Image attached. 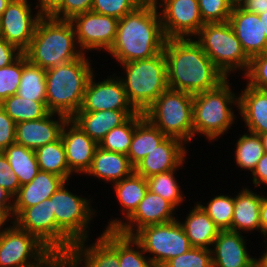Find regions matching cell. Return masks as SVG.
<instances>
[{
    "label": "cell",
    "instance_id": "cell-1",
    "mask_svg": "<svg viewBox=\"0 0 267 267\" xmlns=\"http://www.w3.org/2000/svg\"><path fill=\"white\" fill-rule=\"evenodd\" d=\"M168 87L197 94L217 88L227 78L191 38L166 39L163 48Z\"/></svg>",
    "mask_w": 267,
    "mask_h": 267
},
{
    "label": "cell",
    "instance_id": "cell-2",
    "mask_svg": "<svg viewBox=\"0 0 267 267\" xmlns=\"http://www.w3.org/2000/svg\"><path fill=\"white\" fill-rule=\"evenodd\" d=\"M158 9L140 5L118 20L115 41L108 51L121 64L158 55L166 37Z\"/></svg>",
    "mask_w": 267,
    "mask_h": 267
},
{
    "label": "cell",
    "instance_id": "cell-3",
    "mask_svg": "<svg viewBox=\"0 0 267 267\" xmlns=\"http://www.w3.org/2000/svg\"><path fill=\"white\" fill-rule=\"evenodd\" d=\"M75 37L70 20L41 16L30 45L23 53L30 63L47 70L83 56L82 50H75Z\"/></svg>",
    "mask_w": 267,
    "mask_h": 267
},
{
    "label": "cell",
    "instance_id": "cell-4",
    "mask_svg": "<svg viewBox=\"0 0 267 267\" xmlns=\"http://www.w3.org/2000/svg\"><path fill=\"white\" fill-rule=\"evenodd\" d=\"M84 55L46 70V107L71 119L81 108L84 93L93 75Z\"/></svg>",
    "mask_w": 267,
    "mask_h": 267
},
{
    "label": "cell",
    "instance_id": "cell-5",
    "mask_svg": "<svg viewBox=\"0 0 267 267\" xmlns=\"http://www.w3.org/2000/svg\"><path fill=\"white\" fill-rule=\"evenodd\" d=\"M126 78H121L128 100L138 112H144L168 87L164 52L158 55L122 63Z\"/></svg>",
    "mask_w": 267,
    "mask_h": 267
},
{
    "label": "cell",
    "instance_id": "cell-6",
    "mask_svg": "<svg viewBox=\"0 0 267 267\" xmlns=\"http://www.w3.org/2000/svg\"><path fill=\"white\" fill-rule=\"evenodd\" d=\"M193 94L168 88L144 112L166 137L188 142L194 136Z\"/></svg>",
    "mask_w": 267,
    "mask_h": 267
},
{
    "label": "cell",
    "instance_id": "cell-7",
    "mask_svg": "<svg viewBox=\"0 0 267 267\" xmlns=\"http://www.w3.org/2000/svg\"><path fill=\"white\" fill-rule=\"evenodd\" d=\"M226 79L217 88L193 95V129L215 140L229 129L234 114L230 104L239 105V99L232 94ZM235 99V100H234Z\"/></svg>",
    "mask_w": 267,
    "mask_h": 267
},
{
    "label": "cell",
    "instance_id": "cell-8",
    "mask_svg": "<svg viewBox=\"0 0 267 267\" xmlns=\"http://www.w3.org/2000/svg\"><path fill=\"white\" fill-rule=\"evenodd\" d=\"M197 36L200 37L196 42L226 78L235 68L248 70L250 58L229 22L205 23Z\"/></svg>",
    "mask_w": 267,
    "mask_h": 267
},
{
    "label": "cell",
    "instance_id": "cell-9",
    "mask_svg": "<svg viewBox=\"0 0 267 267\" xmlns=\"http://www.w3.org/2000/svg\"><path fill=\"white\" fill-rule=\"evenodd\" d=\"M144 252L155 254L148 258L153 267H162L168 260L191 249L186 233L176 220L144 226L132 236Z\"/></svg>",
    "mask_w": 267,
    "mask_h": 267
},
{
    "label": "cell",
    "instance_id": "cell-10",
    "mask_svg": "<svg viewBox=\"0 0 267 267\" xmlns=\"http://www.w3.org/2000/svg\"><path fill=\"white\" fill-rule=\"evenodd\" d=\"M20 229L35 235L51 251L67 254L75 244L57 225L52 201L45 199L25 208L13 220Z\"/></svg>",
    "mask_w": 267,
    "mask_h": 267
},
{
    "label": "cell",
    "instance_id": "cell-11",
    "mask_svg": "<svg viewBox=\"0 0 267 267\" xmlns=\"http://www.w3.org/2000/svg\"><path fill=\"white\" fill-rule=\"evenodd\" d=\"M50 252L35 235L20 229L15 223L0 234V267H33ZM31 258L36 263L29 262Z\"/></svg>",
    "mask_w": 267,
    "mask_h": 267
},
{
    "label": "cell",
    "instance_id": "cell-12",
    "mask_svg": "<svg viewBox=\"0 0 267 267\" xmlns=\"http://www.w3.org/2000/svg\"><path fill=\"white\" fill-rule=\"evenodd\" d=\"M63 183L50 197L56 225L74 242L86 241V227L91 219L89 200L73 195Z\"/></svg>",
    "mask_w": 267,
    "mask_h": 267
},
{
    "label": "cell",
    "instance_id": "cell-13",
    "mask_svg": "<svg viewBox=\"0 0 267 267\" xmlns=\"http://www.w3.org/2000/svg\"><path fill=\"white\" fill-rule=\"evenodd\" d=\"M161 23L166 39H186V36L197 35L204 26L200 15L198 0H166Z\"/></svg>",
    "mask_w": 267,
    "mask_h": 267
},
{
    "label": "cell",
    "instance_id": "cell-14",
    "mask_svg": "<svg viewBox=\"0 0 267 267\" xmlns=\"http://www.w3.org/2000/svg\"><path fill=\"white\" fill-rule=\"evenodd\" d=\"M118 20L90 10L74 16L70 21L80 49L104 48L109 51L116 38Z\"/></svg>",
    "mask_w": 267,
    "mask_h": 267
},
{
    "label": "cell",
    "instance_id": "cell-15",
    "mask_svg": "<svg viewBox=\"0 0 267 267\" xmlns=\"http://www.w3.org/2000/svg\"><path fill=\"white\" fill-rule=\"evenodd\" d=\"M39 13L32 19L27 0H12L0 17V36L24 52L30 45Z\"/></svg>",
    "mask_w": 267,
    "mask_h": 267
},
{
    "label": "cell",
    "instance_id": "cell-16",
    "mask_svg": "<svg viewBox=\"0 0 267 267\" xmlns=\"http://www.w3.org/2000/svg\"><path fill=\"white\" fill-rule=\"evenodd\" d=\"M174 209L170 202L148 190L134 213L128 218L130 221L128 224L116 219L110 222L106 230H116L120 234L133 236L135 232L133 224H136L138 231L144 226L174 221L175 218L171 215Z\"/></svg>",
    "mask_w": 267,
    "mask_h": 267
},
{
    "label": "cell",
    "instance_id": "cell-17",
    "mask_svg": "<svg viewBox=\"0 0 267 267\" xmlns=\"http://www.w3.org/2000/svg\"><path fill=\"white\" fill-rule=\"evenodd\" d=\"M84 242H76L66 254V267L80 266L82 256L85 267H119L116 230H105L97 242L87 249Z\"/></svg>",
    "mask_w": 267,
    "mask_h": 267
},
{
    "label": "cell",
    "instance_id": "cell-18",
    "mask_svg": "<svg viewBox=\"0 0 267 267\" xmlns=\"http://www.w3.org/2000/svg\"><path fill=\"white\" fill-rule=\"evenodd\" d=\"M104 110H136L128 100L121 79H106L99 83L90 77L78 112H96Z\"/></svg>",
    "mask_w": 267,
    "mask_h": 267
},
{
    "label": "cell",
    "instance_id": "cell-19",
    "mask_svg": "<svg viewBox=\"0 0 267 267\" xmlns=\"http://www.w3.org/2000/svg\"><path fill=\"white\" fill-rule=\"evenodd\" d=\"M228 22L249 58L267 52V37L258 14L248 12L241 6L233 7Z\"/></svg>",
    "mask_w": 267,
    "mask_h": 267
},
{
    "label": "cell",
    "instance_id": "cell-20",
    "mask_svg": "<svg viewBox=\"0 0 267 267\" xmlns=\"http://www.w3.org/2000/svg\"><path fill=\"white\" fill-rule=\"evenodd\" d=\"M181 140L166 137L136 166L135 172L144 178L176 170L184 162L185 148Z\"/></svg>",
    "mask_w": 267,
    "mask_h": 267
},
{
    "label": "cell",
    "instance_id": "cell-21",
    "mask_svg": "<svg viewBox=\"0 0 267 267\" xmlns=\"http://www.w3.org/2000/svg\"><path fill=\"white\" fill-rule=\"evenodd\" d=\"M69 125L71 127L66 132L65 127ZM60 137L65 147L66 162L70 171L86 174L91 167L98 144L71 119L64 123Z\"/></svg>",
    "mask_w": 267,
    "mask_h": 267
},
{
    "label": "cell",
    "instance_id": "cell-22",
    "mask_svg": "<svg viewBox=\"0 0 267 267\" xmlns=\"http://www.w3.org/2000/svg\"><path fill=\"white\" fill-rule=\"evenodd\" d=\"M57 113H48L45 117L16 123L15 143L26 148L36 150L37 148L58 140L64 123L68 118L58 114L59 122L50 118Z\"/></svg>",
    "mask_w": 267,
    "mask_h": 267
},
{
    "label": "cell",
    "instance_id": "cell-23",
    "mask_svg": "<svg viewBox=\"0 0 267 267\" xmlns=\"http://www.w3.org/2000/svg\"><path fill=\"white\" fill-rule=\"evenodd\" d=\"M213 244V267H257V259L248 255L240 232L220 230Z\"/></svg>",
    "mask_w": 267,
    "mask_h": 267
},
{
    "label": "cell",
    "instance_id": "cell-24",
    "mask_svg": "<svg viewBox=\"0 0 267 267\" xmlns=\"http://www.w3.org/2000/svg\"><path fill=\"white\" fill-rule=\"evenodd\" d=\"M66 181L53 173L40 171L30 183L20 187L13 200L12 216H18L25 208L49 199Z\"/></svg>",
    "mask_w": 267,
    "mask_h": 267
},
{
    "label": "cell",
    "instance_id": "cell-25",
    "mask_svg": "<svg viewBox=\"0 0 267 267\" xmlns=\"http://www.w3.org/2000/svg\"><path fill=\"white\" fill-rule=\"evenodd\" d=\"M137 110H104L77 112L71 120L76 123L97 144L113 128L125 123Z\"/></svg>",
    "mask_w": 267,
    "mask_h": 267
},
{
    "label": "cell",
    "instance_id": "cell-26",
    "mask_svg": "<svg viewBox=\"0 0 267 267\" xmlns=\"http://www.w3.org/2000/svg\"><path fill=\"white\" fill-rule=\"evenodd\" d=\"M134 171L135 167L130 163L127 155L98 146L94 152L91 167L86 173L116 183L130 176Z\"/></svg>",
    "mask_w": 267,
    "mask_h": 267
},
{
    "label": "cell",
    "instance_id": "cell-27",
    "mask_svg": "<svg viewBox=\"0 0 267 267\" xmlns=\"http://www.w3.org/2000/svg\"><path fill=\"white\" fill-rule=\"evenodd\" d=\"M240 113L249 132L263 134L267 132V90L257 89L247 84L238 97Z\"/></svg>",
    "mask_w": 267,
    "mask_h": 267
},
{
    "label": "cell",
    "instance_id": "cell-28",
    "mask_svg": "<svg viewBox=\"0 0 267 267\" xmlns=\"http://www.w3.org/2000/svg\"><path fill=\"white\" fill-rule=\"evenodd\" d=\"M262 197L246 188L234 198V213L231 231L260 229V207Z\"/></svg>",
    "mask_w": 267,
    "mask_h": 267
},
{
    "label": "cell",
    "instance_id": "cell-29",
    "mask_svg": "<svg viewBox=\"0 0 267 267\" xmlns=\"http://www.w3.org/2000/svg\"><path fill=\"white\" fill-rule=\"evenodd\" d=\"M192 247L209 248L214 243L220 229L208 214L197 204L181 223Z\"/></svg>",
    "mask_w": 267,
    "mask_h": 267
},
{
    "label": "cell",
    "instance_id": "cell-30",
    "mask_svg": "<svg viewBox=\"0 0 267 267\" xmlns=\"http://www.w3.org/2000/svg\"><path fill=\"white\" fill-rule=\"evenodd\" d=\"M165 138L166 136L144 117L134 129L127 153L130 163L135 167Z\"/></svg>",
    "mask_w": 267,
    "mask_h": 267
},
{
    "label": "cell",
    "instance_id": "cell-31",
    "mask_svg": "<svg viewBox=\"0 0 267 267\" xmlns=\"http://www.w3.org/2000/svg\"><path fill=\"white\" fill-rule=\"evenodd\" d=\"M11 170L17 175L20 185L30 183L39 172L35 152L23 145L14 143L4 151Z\"/></svg>",
    "mask_w": 267,
    "mask_h": 267
},
{
    "label": "cell",
    "instance_id": "cell-32",
    "mask_svg": "<svg viewBox=\"0 0 267 267\" xmlns=\"http://www.w3.org/2000/svg\"><path fill=\"white\" fill-rule=\"evenodd\" d=\"M40 171L53 173L69 180L70 171L65 155V147L61 137L53 143L46 144L34 150Z\"/></svg>",
    "mask_w": 267,
    "mask_h": 267
},
{
    "label": "cell",
    "instance_id": "cell-33",
    "mask_svg": "<svg viewBox=\"0 0 267 267\" xmlns=\"http://www.w3.org/2000/svg\"><path fill=\"white\" fill-rule=\"evenodd\" d=\"M17 94L33 101H46V70L30 63L22 53V76Z\"/></svg>",
    "mask_w": 267,
    "mask_h": 267
},
{
    "label": "cell",
    "instance_id": "cell-34",
    "mask_svg": "<svg viewBox=\"0 0 267 267\" xmlns=\"http://www.w3.org/2000/svg\"><path fill=\"white\" fill-rule=\"evenodd\" d=\"M117 198L126 210L127 219L134 213L148 191L147 179L135 171L128 177L114 183Z\"/></svg>",
    "mask_w": 267,
    "mask_h": 267
},
{
    "label": "cell",
    "instance_id": "cell-35",
    "mask_svg": "<svg viewBox=\"0 0 267 267\" xmlns=\"http://www.w3.org/2000/svg\"><path fill=\"white\" fill-rule=\"evenodd\" d=\"M0 106L15 123L38 120L49 113L46 101H33V99L20 97L18 94L4 99Z\"/></svg>",
    "mask_w": 267,
    "mask_h": 267
},
{
    "label": "cell",
    "instance_id": "cell-36",
    "mask_svg": "<svg viewBox=\"0 0 267 267\" xmlns=\"http://www.w3.org/2000/svg\"><path fill=\"white\" fill-rule=\"evenodd\" d=\"M143 118L144 114L142 112H138L137 114L131 116L122 125L111 129L100 141L98 146L108 151L127 155L135 126Z\"/></svg>",
    "mask_w": 267,
    "mask_h": 267
},
{
    "label": "cell",
    "instance_id": "cell-37",
    "mask_svg": "<svg viewBox=\"0 0 267 267\" xmlns=\"http://www.w3.org/2000/svg\"><path fill=\"white\" fill-rule=\"evenodd\" d=\"M264 154V147L259 134L250 132V135H243L237 142L236 162L241 168L253 172L258 161Z\"/></svg>",
    "mask_w": 267,
    "mask_h": 267
},
{
    "label": "cell",
    "instance_id": "cell-38",
    "mask_svg": "<svg viewBox=\"0 0 267 267\" xmlns=\"http://www.w3.org/2000/svg\"><path fill=\"white\" fill-rule=\"evenodd\" d=\"M174 171L175 170H171L156 174L146 179L148 183V190H150L152 193L160 195L176 208V206L181 204V201L184 197H182L179 190L180 187L174 178Z\"/></svg>",
    "mask_w": 267,
    "mask_h": 267
},
{
    "label": "cell",
    "instance_id": "cell-39",
    "mask_svg": "<svg viewBox=\"0 0 267 267\" xmlns=\"http://www.w3.org/2000/svg\"><path fill=\"white\" fill-rule=\"evenodd\" d=\"M134 244L141 251L134 250L131 247ZM142 253L144 254L142 246L132 236H126L117 232L119 267H153L151 262L147 261Z\"/></svg>",
    "mask_w": 267,
    "mask_h": 267
},
{
    "label": "cell",
    "instance_id": "cell-40",
    "mask_svg": "<svg viewBox=\"0 0 267 267\" xmlns=\"http://www.w3.org/2000/svg\"><path fill=\"white\" fill-rule=\"evenodd\" d=\"M220 230H231L234 213V198L225 195L214 197L205 207L198 204Z\"/></svg>",
    "mask_w": 267,
    "mask_h": 267
},
{
    "label": "cell",
    "instance_id": "cell-41",
    "mask_svg": "<svg viewBox=\"0 0 267 267\" xmlns=\"http://www.w3.org/2000/svg\"><path fill=\"white\" fill-rule=\"evenodd\" d=\"M22 76V54L10 65L0 68V103L17 94Z\"/></svg>",
    "mask_w": 267,
    "mask_h": 267
},
{
    "label": "cell",
    "instance_id": "cell-42",
    "mask_svg": "<svg viewBox=\"0 0 267 267\" xmlns=\"http://www.w3.org/2000/svg\"><path fill=\"white\" fill-rule=\"evenodd\" d=\"M162 267H213L212 252L209 248L191 247L188 252L168 260Z\"/></svg>",
    "mask_w": 267,
    "mask_h": 267
},
{
    "label": "cell",
    "instance_id": "cell-43",
    "mask_svg": "<svg viewBox=\"0 0 267 267\" xmlns=\"http://www.w3.org/2000/svg\"><path fill=\"white\" fill-rule=\"evenodd\" d=\"M200 15L204 23L229 21L233 6L228 0H198Z\"/></svg>",
    "mask_w": 267,
    "mask_h": 267
},
{
    "label": "cell",
    "instance_id": "cell-44",
    "mask_svg": "<svg viewBox=\"0 0 267 267\" xmlns=\"http://www.w3.org/2000/svg\"><path fill=\"white\" fill-rule=\"evenodd\" d=\"M140 5V0H93L91 10L101 15L121 19Z\"/></svg>",
    "mask_w": 267,
    "mask_h": 267
},
{
    "label": "cell",
    "instance_id": "cell-45",
    "mask_svg": "<svg viewBox=\"0 0 267 267\" xmlns=\"http://www.w3.org/2000/svg\"><path fill=\"white\" fill-rule=\"evenodd\" d=\"M245 77L249 79L248 85L262 90H267V52L250 58Z\"/></svg>",
    "mask_w": 267,
    "mask_h": 267
},
{
    "label": "cell",
    "instance_id": "cell-46",
    "mask_svg": "<svg viewBox=\"0 0 267 267\" xmlns=\"http://www.w3.org/2000/svg\"><path fill=\"white\" fill-rule=\"evenodd\" d=\"M0 187L13 198L21 187L17 175L11 170V165L3 152H0Z\"/></svg>",
    "mask_w": 267,
    "mask_h": 267
},
{
    "label": "cell",
    "instance_id": "cell-47",
    "mask_svg": "<svg viewBox=\"0 0 267 267\" xmlns=\"http://www.w3.org/2000/svg\"><path fill=\"white\" fill-rule=\"evenodd\" d=\"M93 0H64V4L51 16L60 20H71L74 16L92 9ZM62 13L63 18H60Z\"/></svg>",
    "mask_w": 267,
    "mask_h": 267
},
{
    "label": "cell",
    "instance_id": "cell-48",
    "mask_svg": "<svg viewBox=\"0 0 267 267\" xmlns=\"http://www.w3.org/2000/svg\"><path fill=\"white\" fill-rule=\"evenodd\" d=\"M16 123L0 106V152L15 143Z\"/></svg>",
    "mask_w": 267,
    "mask_h": 267
},
{
    "label": "cell",
    "instance_id": "cell-49",
    "mask_svg": "<svg viewBox=\"0 0 267 267\" xmlns=\"http://www.w3.org/2000/svg\"><path fill=\"white\" fill-rule=\"evenodd\" d=\"M22 53L15 45L0 36V68L13 63Z\"/></svg>",
    "mask_w": 267,
    "mask_h": 267
},
{
    "label": "cell",
    "instance_id": "cell-50",
    "mask_svg": "<svg viewBox=\"0 0 267 267\" xmlns=\"http://www.w3.org/2000/svg\"><path fill=\"white\" fill-rule=\"evenodd\" d=\"M66 267V255L51 251L41 262L33 267Z\"/></svg>",
    "mask_w": 267,
    "mask_h": 267
},
{
    "label": "cell",
    "instance_id": "cell-51",
    "mask_svg": "<svg viewBox=\"0 0 267 267\" xmlns=\"http://www.w3.org/2000/svg\"><path fill=\"white\" fill-rule=\"evenodd\" d=\"M253 182L258 187L261 183L267 184V153L264 152L258 161L255 170L252 172Z\"/></svg>",
    "mask_w": 267,
    "mask_h": 267
},
{
    "label": "cell",
    "instance_id": "cell-52",
    "mask_svg": "<svg viewBox=\"0 0 267 267\" xmlns=\"http://www.w3.org/2000/svg\"><path fill=\"white\" fill-rule=\"evenodd\" d=\"M40 16H52L63 4L64 0H39Z\"/></svg>",
    "mask_w": 267,
    "mask_h": 267
},
{
    "label": "cell",
    "instance_id": "cell-53",
    "mask_svg": "<svg viewBox=\"0 0 267 267\" xmlns=\"http://www.w3.org/2000/svg\"><path fill=\"white\" fill-rule=\"evenodd\" d=\"M241 7L248 12L259 15L267 11V0H246Z\"/></svg>",
    "mask_w": 267,
    "mask_h": 267
},
{
    "label": "cell",
    "instance_id": "cell-54",
    "mask_svg": "<svg viewBox=\"0 0 267 267\" xmlns=\"http://www.w3.org/2000/svg\"><path fill=\"white\" fill-rule=\"evenodd\" d=\"M12 198L7 191L0 187V209H3L9 216L12 215L13 204H7V202H11Z\"/></svg>",
    "mask_w": 267,
    "mask_h": 267
},
{
    "label": "cell",
    "instance_id": "cell-55",
    "mask_svg": "<svg viewBox=\"0 0 267 267\" xmlns=\"http://www.w3.org/2000/svg\"><path fill=\"white\" fill-rule=\"evenodd\" d=\"M260 226L262 234L267 236V197H262V203L260 207Z\"/></svg>",
    "mask_w": 267,
    "mask_h": 267
},
{
    "label": "cell",
    "instance_id": "cell-56",
    "mask_svg": "<svg viewBox=\"0 0 267 267\" xmlns=\"http://www.w3.org/2000/svg\"><path fill=\"white\" fill-rule=\"evenodd\" d=\"M259 19L262 22L263 31L267 37V11L265 13L259 14Z\"/></svg>",
    "mask_w": 267,
    "mask_h": 267
},
{
    "label": "cell",
    "instance_id": "cell-57",
    "mask_svg": "<svg viewBox=\"0 0 267 267\" xmlns=\"http://www.w3.org/2000/svg\"><path fill=\"white\" fill-rule=\"evenodd\" d=\"M162 1V0H161ZM166 0H163L165 2ZM140 4L144 6H149L153 8H158L157 6V0H140Z\"/></svg>",
    "mask_w": 267,
    "mask_h": 267
},
{
    "label": "cell",
    "instance_id": "cell-58",
    "mask_svg": "<svg viewBox=\"0 0 267 267\" xmlns=\"http://www.w3.org/2000/svg\"><path fill=\"white\" fill-rule=\"evenodd\" d=\"M9 215L3 210V209H0V228H2L1 226H3V224L7 221ZM3 231L0 230V234L2 233Z\"/></svg>",
    "mask_w": 267,
    "mask_h": 267
},
{
    "label": "cell",
    "instance_id": "cell-59",
    "mask_svg": "<svg viewBox=\"0 0 267 267\" xmlns=\"http://www.w3.org/2000/svg\"><path fill=\"white\" fill-rule=\"evenodd\" d=\"M257 267H267V252L257 260Z\"/></svg>",
    "mask_w": 267,
    "mask_h": 267
},
{
    "label": "cell",
    "instance_id": "cell-60",
    "mask_svg": "<svg viewBox=\"0 0 267 267\" xmlns=\"http://www.w3.org/2000/svg\"><path fill=\"white\" fill-rule=\"evenodd\" d=\"M12 0H0V17L5 11L7 5L11 2Z\"/></svg>",
    "mask_w": 267,
    "mask_h": 267
},
{
    "label": "cell",
    "instance_id": "cell-61",
    "mask_svg": "<svg viewBox=\"0 0 267 267\" xmlns=\"http://www.w3.org/2000/svg\"><path fill=\"white\" fill-rule=\"evenodd\" d=\"M264 147V152L267 153V132L259 135Z\"/></svg>",
    "mask_w": 267,
    "mask_h": 267
},
{
    "label": "cell",
    "instance_id": "cell-62",
    "mask_svg": "<svg viewBox=\"0 0 267 267\" xmlns=\"http://www.w3.org/2000/svg\"><path fill=\"white\" fill-rule=\"evenodd\" d=\"M233 7L241 6L246 0H228Z\"/></svg>",
    "mask_w": 267,
    "mask_h": 267
}]
</instances>
